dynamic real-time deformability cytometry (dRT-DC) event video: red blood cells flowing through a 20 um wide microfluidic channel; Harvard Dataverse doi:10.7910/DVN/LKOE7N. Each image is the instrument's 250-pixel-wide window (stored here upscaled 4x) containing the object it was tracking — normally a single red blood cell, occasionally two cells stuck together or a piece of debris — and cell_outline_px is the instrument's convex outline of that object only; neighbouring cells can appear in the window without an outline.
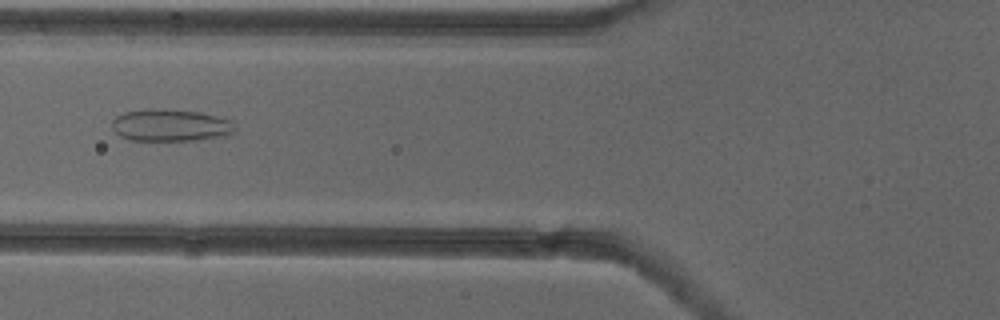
{"species": "common noctule bat (a hibernating species)", "species_latin": "Nyctalus noctula", "temperature_condition": "cold", "stored_images_in_passage": 10, "camera_frame_rate_fps": 3000, "um_per_image_px": 0.085, "animal": {"sex": "female"}, "frame": {"image": 1, "passage_image": 7, "time_ms": 2.0, "image_size_px": [1000, 320], "cell_outline_px": [[236, 128], [232, 132], [224, 136], [192, 140], [128, 140], [120, 136], [112, 128], [112, 120], [116, 116], [124, 112], [164, 108], [200, 112], [232, 120]], "centroid_in_image_um": [14.49, 10.64], "position_along_channel_um": 111.3, "area_um2": 22.95}}
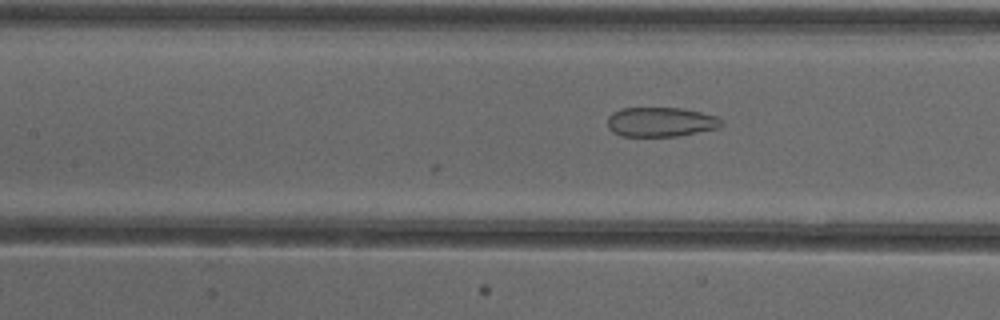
{"frame": {"image": 2, "passage_image": 10, "time_ms": 3.0, "image_size_px": [1000, 320], "cell_outline_px": [[724, 124], [720, 128], [680, 136], [620, 136], [612, 132], [608, 128], [608, 116], [612, 112], [620, 108], [680, 108], [700, 112], [716, 116], [724, 120]], "centroid_in_image_um": [56.18, 10.37], "position_along_channel_um": 151.2, "area_um2": 19.88}}